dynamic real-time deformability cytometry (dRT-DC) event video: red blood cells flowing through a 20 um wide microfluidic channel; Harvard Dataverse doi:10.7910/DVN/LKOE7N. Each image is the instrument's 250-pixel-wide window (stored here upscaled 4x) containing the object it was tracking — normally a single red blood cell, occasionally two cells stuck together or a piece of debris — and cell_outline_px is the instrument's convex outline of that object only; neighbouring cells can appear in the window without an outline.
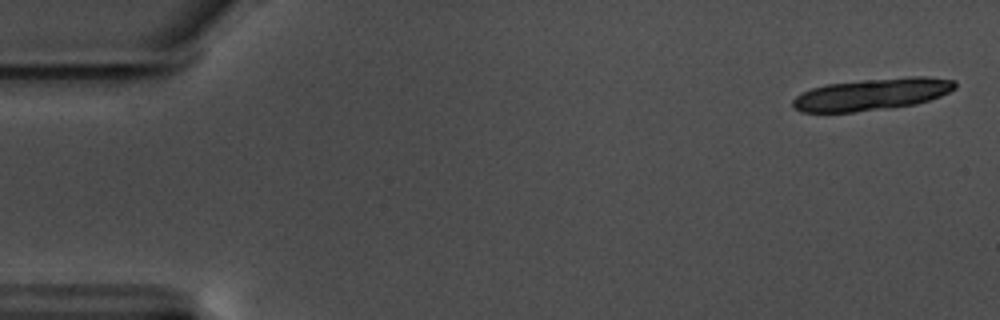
{"species": "common noctule bat (a hibernating species)", "species_latin": "Nyctalus noctula", "temperature_condition": "warm", "stored_images_in_passage": 19, "camera_frame_rate_fps": 3000, "um_per_image_px": 0.085, "animal": {"sex": "male", "body_mass_g": 17.5, "forearm_length_mm": 52.3}, "frame": {"image": 1, "passage_image": 1, "time_ms": 0.0, "image_size_px": [1000, 320], "cell_outline_px": [[956, 88], [940, 96], [916, 104], [892, 108], [852, 112], [800, 112], [792, 108], [792, 100], [796, 96], [812, 88], [828, 84], [864, 80], [912, 76], [928, 76], [956, 80]], "centroid_in_image_um": [74.13, 8.02], "position_along_channel_um": 10.9, "area_um2": 30.23}}